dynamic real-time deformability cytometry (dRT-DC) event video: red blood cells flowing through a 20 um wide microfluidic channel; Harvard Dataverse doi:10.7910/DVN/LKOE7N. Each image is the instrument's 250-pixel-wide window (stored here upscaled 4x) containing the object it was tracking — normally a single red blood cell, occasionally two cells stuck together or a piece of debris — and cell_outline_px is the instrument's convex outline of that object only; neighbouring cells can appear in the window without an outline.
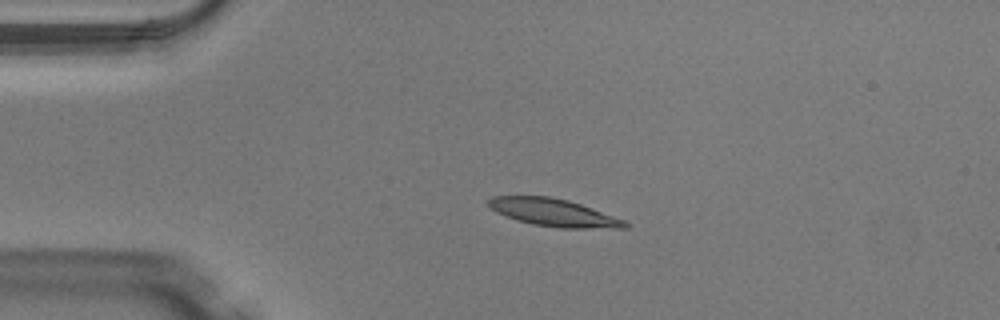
{"species": "Egyptian fruit bat (a non-hibernating species)", "species_latin": "Rousettus aegyptiacus", "temperature_condition": "warm", "stored_images_in_passage": 49, "camera_frame_rate_fps": 3000, "um_per_image_px": 0.085, "animal": {"sex": "male"}, "frame": {"image": 1, "passage_image": 11, "time_ms": 3.333, "image_size_px": [1000, 320], "cell_outline_px": [[632, 224], [628, 228], [560, 228], [532, 224], [516, 220], [504, 216], [496, 212], [488, 204], [488, 200], [492, 196], [548, 196], [568, 200], [592, 208], [624, 220]], "centroid_in_image_um": [47.07, 18.08], "position_along_channel_um": 37.9, "area_um2": 21.91}}
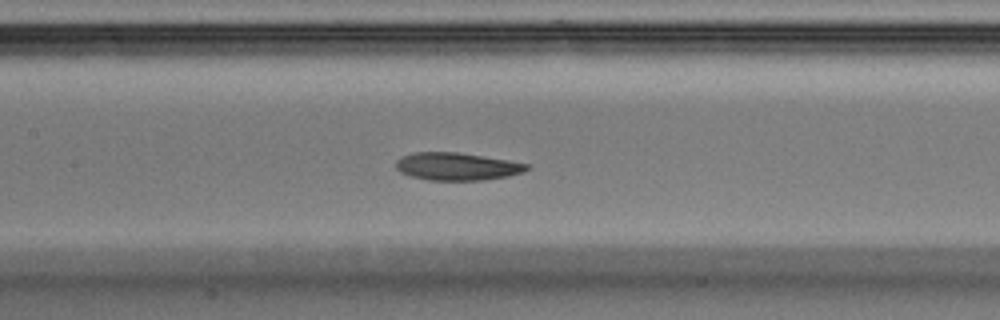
{"frame": {"image": 2, "passage_image": 23, "time_ms": 7.333, "image_size_px": [1000, 320], "cell_outline_px": [[532, 168], [524, 172], [508, 176], [484, 180], [428, 180], [412, 176], [400, 172], [396, 168], [396, 160], [404, 156], [416, 152], [456, 152], [508, 160], [532, 164]], "centroid_in_image_um": [38.91, 14.15], "position_along_channel_um": 168.5, "area_um2": 21.1}}
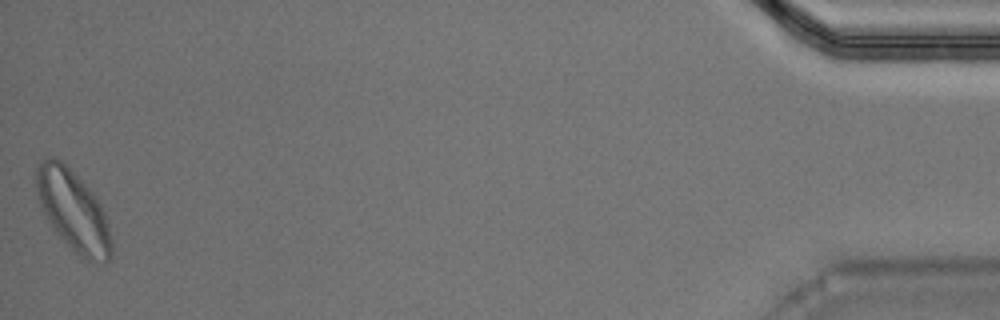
{"frame": {"image": 3, "passage_image": 49, "time_ms": 16.0, "image_size_px": [1000, 320], "cell_outline_px": [[112, 256], [104, 264], [92, 264], [84, 260], [64, 240], [48, 220], [40, 208], [36, 188], [36, 168], [40, 160], [48, 156], [52, 156], [60, 160], [92, 192], [100, 204], [104, 212], [108, 224], [112, 240]], "centroid_in_image_um": [6.24, 17.94], "position_along_channel_um": 429.0, "area_um2": 35.2}, "authors_computed_cell_mechanics": {"area_um2": 21.8484, "velocity_mm_per_s": 4.078, "shape_relaxation_time_tau1_ms": 3.8563, "shape_relaxation_time_tau2_ms": 3.2154, "deformation_change_tau1": 0.1621, "deformation_change_tau2": 0.0896}}